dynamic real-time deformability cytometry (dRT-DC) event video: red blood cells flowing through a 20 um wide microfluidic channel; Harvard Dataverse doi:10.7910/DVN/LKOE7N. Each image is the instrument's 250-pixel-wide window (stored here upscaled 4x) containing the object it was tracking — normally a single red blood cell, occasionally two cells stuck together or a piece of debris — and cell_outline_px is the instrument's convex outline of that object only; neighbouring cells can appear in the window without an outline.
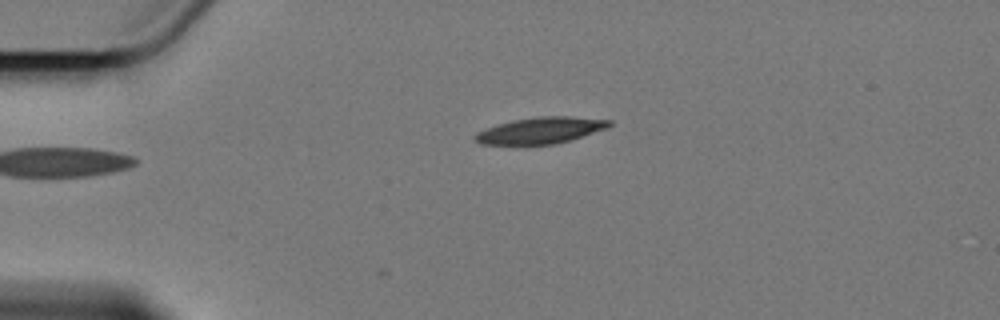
{"species": "Egyptian fruit bat (a non-hibernating species)", "species_latin": "Rousettus aegyptiacus", "temperature_condition": "cold", "stored_images_in_passage": 2, "camera_frame_rate_fps": 3000, "um_per_image_px": 0.085, "animal": {"sex": "female"}, "frame": {"image": 1, "passage_image": 1, "time_ms": 0.0, "image_size_px": [1000, 320], "cell_outline_px": [[612, 124], [608, 128], [556, 144], [480, 144], [472, 136], [476, 132], [496, 124], [512, 120], [540, 116], [568, 116], [612, 120]], "centroid_in_image_um": [45.94, 11.07], "position_along_channel_um": 39.1, "area_um2": 20.58}}